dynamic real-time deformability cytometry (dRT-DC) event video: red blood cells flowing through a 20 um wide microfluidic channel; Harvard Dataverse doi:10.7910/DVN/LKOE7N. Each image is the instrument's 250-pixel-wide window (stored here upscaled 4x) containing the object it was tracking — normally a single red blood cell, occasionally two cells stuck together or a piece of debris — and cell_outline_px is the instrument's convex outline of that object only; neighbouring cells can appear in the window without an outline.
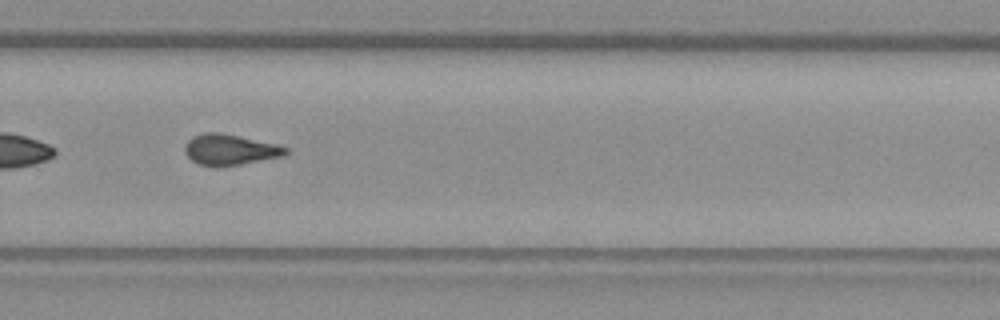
{"species": "common noctule bat (a hibernating species)", "species_latin": "Nyctalus noctula", "temperature_condition": "warm", "stored_images_in_passage": 43, "camera_frame_rate_fps": 3000, "um_per_image_px": 0.085, "animal": {"sex": "female", "body_mass_g": 19.3, "forearm_length_mm": 54.1}, "frame": {"image": 1, "passage_image": 25, "time_ms": 8.0, "image_size_px": [1000, 320], "cell_outline_px": [[288, 152], [284, 156], [220, 168], [212, 168], [200, 164], [192, 160], [184, 152], [184, 148], [188, 140], [192, 136], [204, 132], [220, 132], [276, 144], [288, 148]], "centroid_in_image_um": [19.52, 12.74], "position_along_channel_um": 310.3, "area_um2": 18.32}}
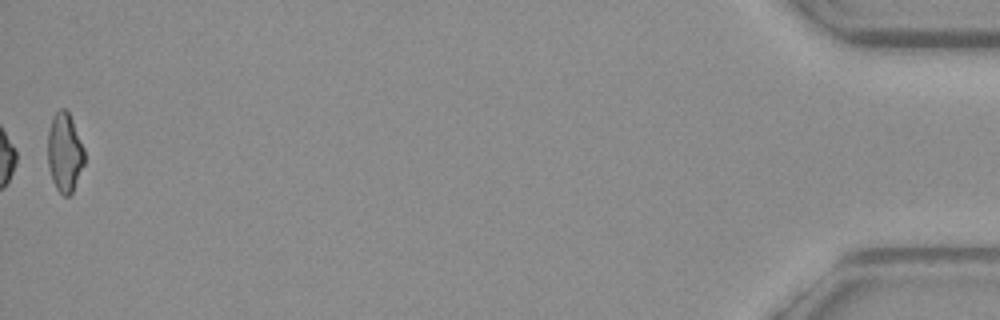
{"frame": {"image": 2, "passage_image": 43, "time_ms": 14.0, "image_size_px": [1000, 320], "cell_outline_px": [[84, 164], [72, 192], [68, 196], [64, 196], [56, 188], [52, 180], [48, 164], [48, 132], [52, 116], [60, 108], [64, 108], [68, 112], [72, 120], [84, 148]], "centroid_in_image_um": [5.49, 12.95], "position_along_channel_um": 429.7, "area_um2": 16.76}, "authors_computed_cell_mechanics": {"area_um2": 18.0336, "velocity_mm_per_s": 3.6929, "shape_relaxation_time_tau1_ms": null, "shape_relaxation_time_tau2_ms": 3.6069, "deformation_change_tau1": null, "deformation_change_tau2": 0.1196}}